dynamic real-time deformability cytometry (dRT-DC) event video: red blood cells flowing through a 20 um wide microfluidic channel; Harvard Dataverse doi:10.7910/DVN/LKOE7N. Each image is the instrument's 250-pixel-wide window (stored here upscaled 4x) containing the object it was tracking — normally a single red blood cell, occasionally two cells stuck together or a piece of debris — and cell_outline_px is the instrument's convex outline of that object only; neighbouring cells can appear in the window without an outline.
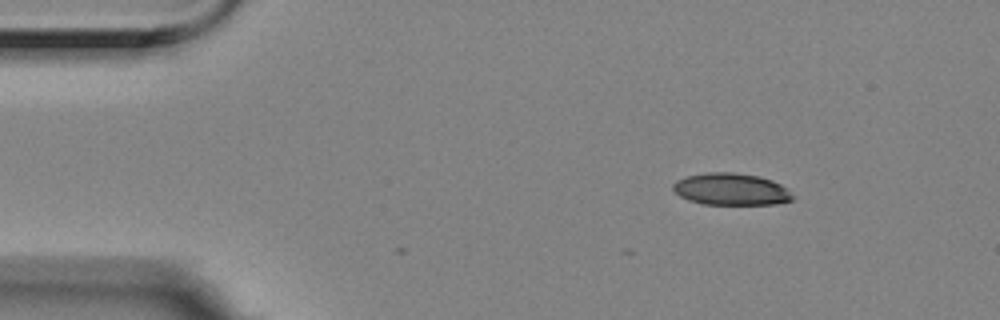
{"species": "Egyptian fruit bat (a non-hibernating species)", "species_latin": "Rousettus aegyptiacus", "temperature_condition": "room temperature", "stored_images_in_passage": 3, "camera_frame_rate_fps": 3000, "um_per_image_px": 0.085, "animal": {"sex": "female"}, "frame": {"image": 1, "passage_image": 1, "time_ms": 0.0, "image_size_px": [1000, 320], "cell_outline_px": [[792, 200], [776, 204], [700, 204], [688, 200], [680, 196], [672, 188], [672, 184], [676, 180], [688, 176], [708, 172], [736, 172], [756, 176], [772, 180], [780, 184], [792, 196]], "centroid_in_image_um": [62.09, 16.08], "position_along_channel_um": 22.9, "area_um2": 22.08}}